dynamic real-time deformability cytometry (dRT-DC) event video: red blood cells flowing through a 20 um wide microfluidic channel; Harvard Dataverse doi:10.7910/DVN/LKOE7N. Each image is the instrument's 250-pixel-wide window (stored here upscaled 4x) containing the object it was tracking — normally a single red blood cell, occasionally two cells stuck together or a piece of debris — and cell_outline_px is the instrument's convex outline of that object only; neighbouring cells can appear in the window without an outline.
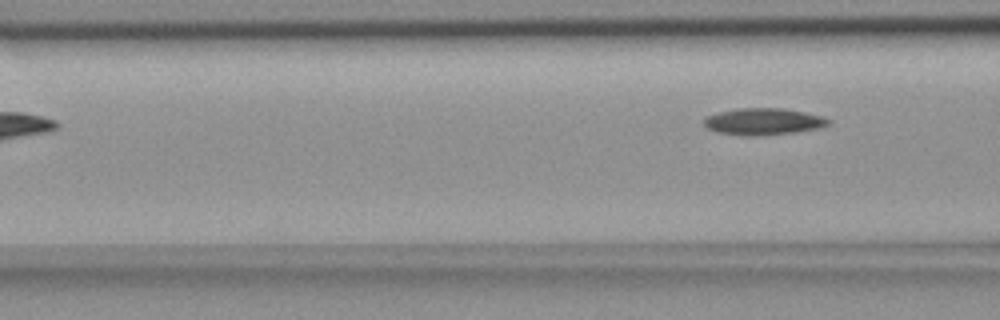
{"species": "common noctule bat (a hibernating species)", "species_latin": "Nyctalus noctula", "temperature_condition": "room temperature", "stored_images_in_passage": 3, "camera_frame_rate_fps": 3000, "um_per_image_px": 0.085, "animal": {"sex": "female", "body_mass_g": 18.4}, "frame": {"image": 1, "passage_image": 3, "time_ms": 0.667, "image_size_px": [1000, 320], "cell_outline_px": [[832, 124], [820, 128], [792, 132], [756, 136], [748, 136], [716, 132], [708, 128], [704, 124], [704, 116], [736, 108], [784, 108], [824, 116], [832, 120]], "centroid_in_image_um": [64.92, 10.32], "position_along_channel_um": 101.7, "area_um2": 19.54}}